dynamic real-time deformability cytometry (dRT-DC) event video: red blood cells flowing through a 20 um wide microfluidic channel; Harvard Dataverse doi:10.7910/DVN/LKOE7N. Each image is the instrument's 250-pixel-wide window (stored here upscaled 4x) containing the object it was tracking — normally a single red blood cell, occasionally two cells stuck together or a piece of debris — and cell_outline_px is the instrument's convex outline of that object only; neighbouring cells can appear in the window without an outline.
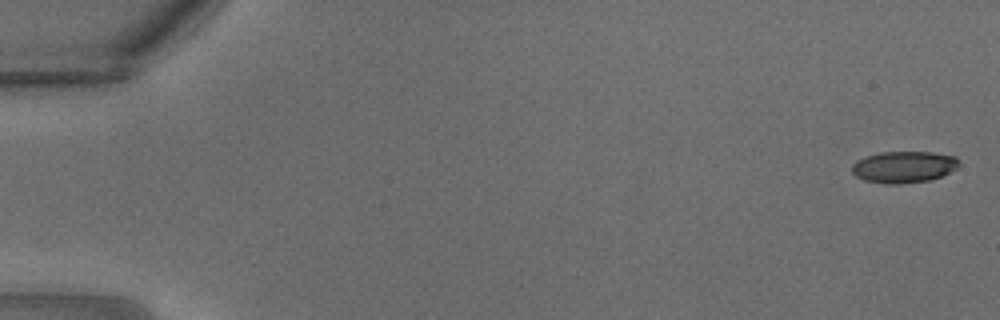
{"species": "common noctule bat (a hibernating species)", "species_latin": "Nyctalus noctula", "temperature_condition": "warm", "stored_images_in_passage": 31, "camera_frame_rate_fps": 3000, "um_per_image_px": 0.085, "animal": {"sex": "male", "body_mass_g": 18.8}, "frame": {"image": 1, "passage_image": 1, "time_ms": 0.0, "image_size_px": [1000, 320], "cell_outline_px": [[960, 164], [956, 168], [940, 176], [928, 180], [900, 184], [888, 184], [864, 180], [856, 176], [852, 172], [852, 164], [856, 160], [880, 152], [932, 152], [956, 156], [960, 160]], "centroid_in_image_um": [76.82, 14.18], "position_along_channel_um": 8.2, "area_um2": 19.65}}
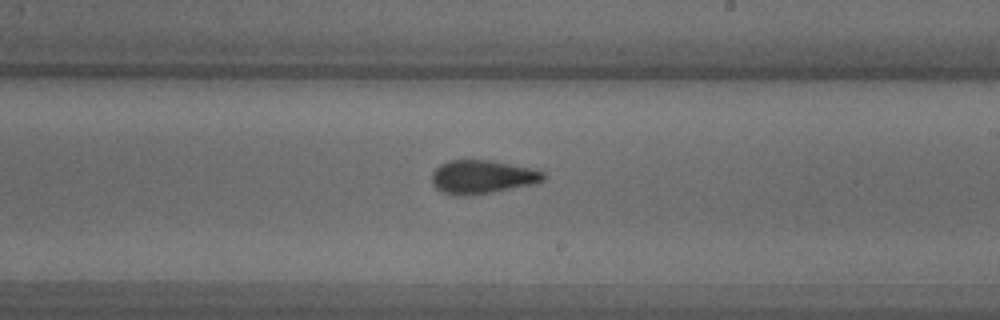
{"frame": {"image": 2, "passage_image": 19, "time_ms": 6.0, "image_size_px": [1000, 320], "cell_outline_px": [[544, 180], [536, 184], [464, 196], [456, 196], [440, 192], [432, 184], [432, 172], [440, 164], [448, 160], [488, 160], [532, 168], [544, 172]], "centroid_in_image_um": [40.96, 15.04], "position_along_channel_um": 248.0, "area_um2": 21.79}}
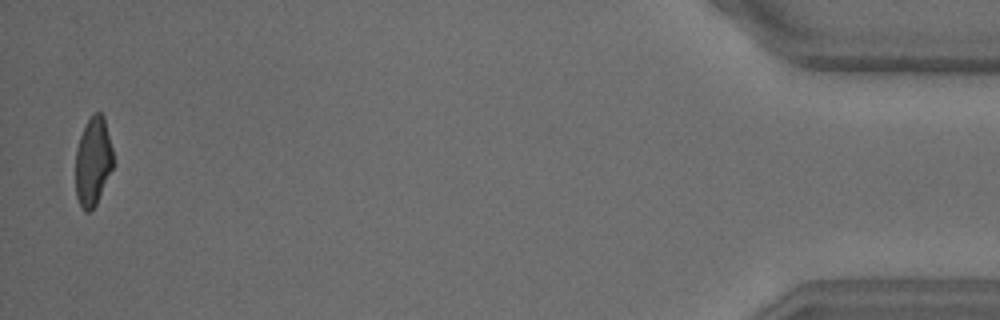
{"frame": {"image": 3, "passage_image": 31, "time_ms": 10.0, "image_size_px": [1000, 320], "cell_outline_px": [[112, 168], [96, 204], [88, 212], [84, 212], [76, 196], [76, 148], [84, 124], [92, 112], [100, 112], [104, 116], [112, 148]], "centroid_in_image_um": [7.89, 13.67], "position_along_channel_um": 427.3, "area_um2": 19.36}}